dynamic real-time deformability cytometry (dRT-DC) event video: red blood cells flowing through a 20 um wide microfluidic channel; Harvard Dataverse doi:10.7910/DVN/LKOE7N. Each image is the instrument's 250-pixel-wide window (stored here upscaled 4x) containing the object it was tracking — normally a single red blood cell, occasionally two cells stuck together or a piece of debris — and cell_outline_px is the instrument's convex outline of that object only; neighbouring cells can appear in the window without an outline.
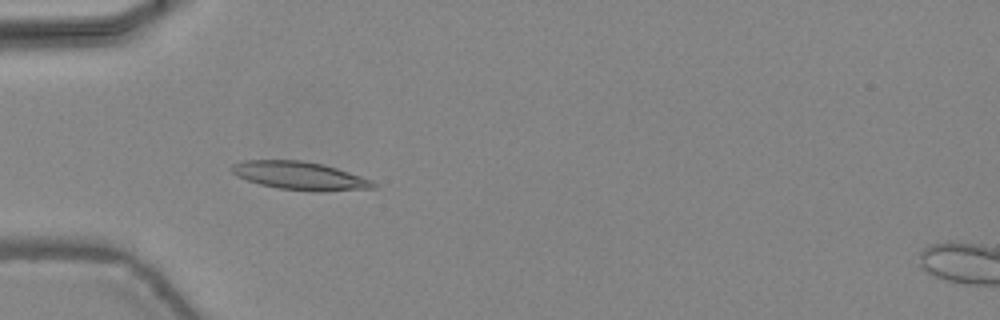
{"species": "common noctule bat (a hibernating species)", "species_latin": "Nyctalus noctula", "temperature_condition": "warm", "stored_images_in_passage": 42, "camera_frame_rate_fps": 3000, "um_per_image_px": 0.085, "animal": {"sex": "female", "body_mass_g": 24.6, "forearm_length_mm": 56.2}, "frame": {"image": 1, "passage_image": 11, "time_ms": 3.333, "image_size_px": [1000, 320], "cell_outline_px": [[376, 188], [320, 192], [280, 188], [260, 184], [236, 176], [228, 168], [232, 164], [244, 160], [300, 160], [324, 164], [372, 180], [376, 184]], "centroid_in_image_um": [25.47, 14.93], "position_along_channel_um": 59.5, "area_um2": 23.24}}
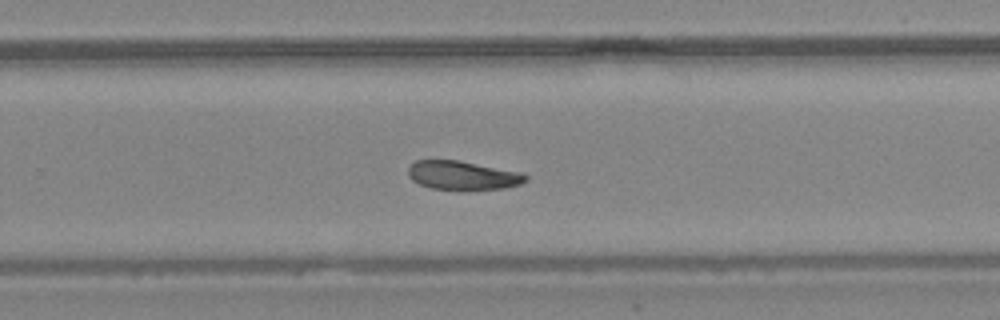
{"frame": {"image": 2, "passage_image": 27, "time_ms": 8.667, "image_size_px": [1000, 320], "cell_outline_px": [[528, 180], [520, 184], [504, 188], [456, 192], [432, 188], [420, 184], [412, 180], [408, 176], [408, 168], [416, 160], [460, 160], [520, 172], [528, 176]], "centroid_in_image_um": [39.33, 14.94], "position_along_channel_um": 290.5, "area_um2": 20.29}}
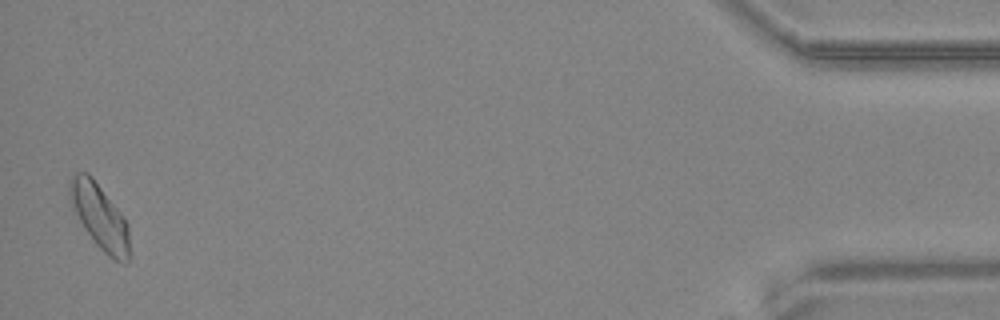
{"frame": {"image": 3, "passage_image": 42, "time_ms": 13.667, "image_size_px": [1000, 320], "cell_outline_px": [[128, 260], [124, 264], [108, 256], [96, 244], [84, 228], [68, 200], [68, 180], [76, 172], [88, 172], [92, 176], [124, 216], [128, 224]], "centroid_in_image_um": [8.43, 18.35], "position_along_channel_um": 426.8, "area_um2": 22.72}, "authors_computed_cell_mechanics": {"area_um2": 20.8658, "velocity_mm_per_s": 4.4408, "shape_relaxation_time_tau1_ms": 7.5229, "shape_relaxation_time_tau2_ms": 8.0249, "deformation_change_tau1": 0.1795, "deformation_change_tau2": 0.1579}}